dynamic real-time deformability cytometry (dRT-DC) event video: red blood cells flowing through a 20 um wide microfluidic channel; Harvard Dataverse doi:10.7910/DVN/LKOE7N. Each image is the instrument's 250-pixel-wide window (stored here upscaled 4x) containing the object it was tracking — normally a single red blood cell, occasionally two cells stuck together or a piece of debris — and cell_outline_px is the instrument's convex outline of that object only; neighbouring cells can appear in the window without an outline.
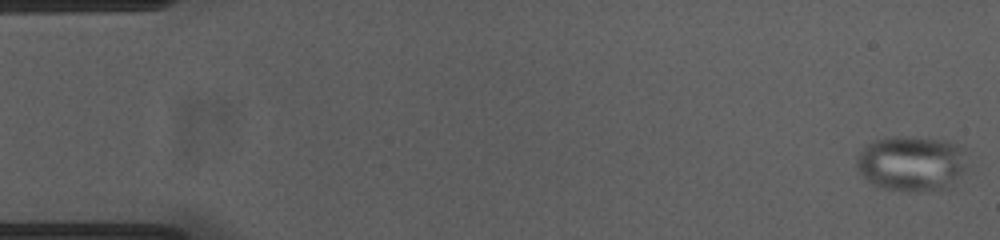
{"species": "common noctule bat (a hibernating species)", "species_latin": "Nyctalus noctula", "temperature_condition": "cold", "stored_images_in_passage": 54, "camera_frame_rate_fps": 3000, "um_per_image_px": 0.085, "animal": {"sex": "female", "body_mass_g": 23.0, "forearm_length_mm": 53.4}, "frame": {"image": 1, "passage_image": 1, "time_ms": 0.0, "image_size_px": [1000, 240], "cell_outline_px": [[964, 172], [944, 188], [920, 192], [908, 192], [888, 188], [876, 184], [868, 180], [860, 172], [856, 164], [856, 160], [864, 144], [888, 136], [916, 136], [948, 140], [964, 144]], "centroid_in_image_um": [77.49, 13.84], "position_along_channel_um": 7.5, "area_um2": 35.84}}
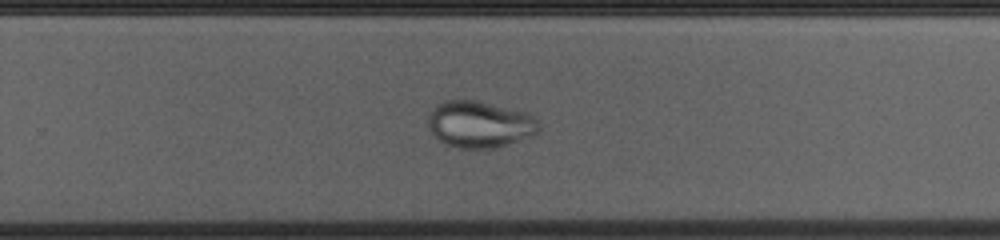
{"frame": {"image": 2, "passage_image": 35, "time_ms": 11.333, "image_size_px": [1000, 240], "cell_outline_px": [[540, 128], [532, 136], [496, 148], [460, 148], [444, 144], [428, 128], [428, 116], [436, 104], [444, 100], [480, 100], [528, 112], [540, 120]], "centroid_in_image_um": [40.81, 10.55], "position_along_channel_um": 289.0, "area_um2": 30.58}}
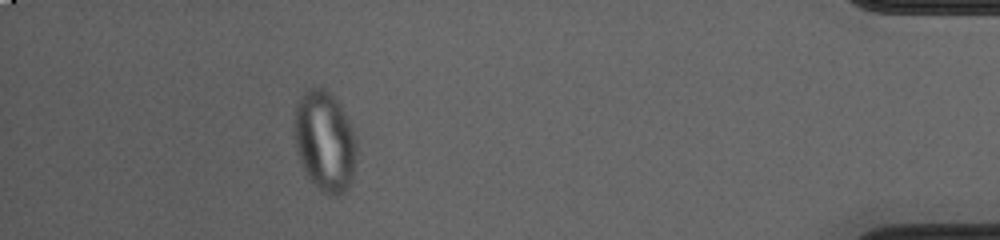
{"frame": {"image": 3, "passage_image": 49, "time_ms": 16.0, "image_size_px": [1000, 240], "cell_outline_px": [[356, 156], [352, 180], [348, 188], [340, 196], [328, 196], [300, 168], [292, 132], [292, 124], [296, 104], [300, 96], [308, 88], [320, 84], [340, 104], [352, 128], [356, 140]], "centroid_in_image_um": [27.56, 11.98], "position_along_channel_um": 407.6, "area_um2": 37.28}}